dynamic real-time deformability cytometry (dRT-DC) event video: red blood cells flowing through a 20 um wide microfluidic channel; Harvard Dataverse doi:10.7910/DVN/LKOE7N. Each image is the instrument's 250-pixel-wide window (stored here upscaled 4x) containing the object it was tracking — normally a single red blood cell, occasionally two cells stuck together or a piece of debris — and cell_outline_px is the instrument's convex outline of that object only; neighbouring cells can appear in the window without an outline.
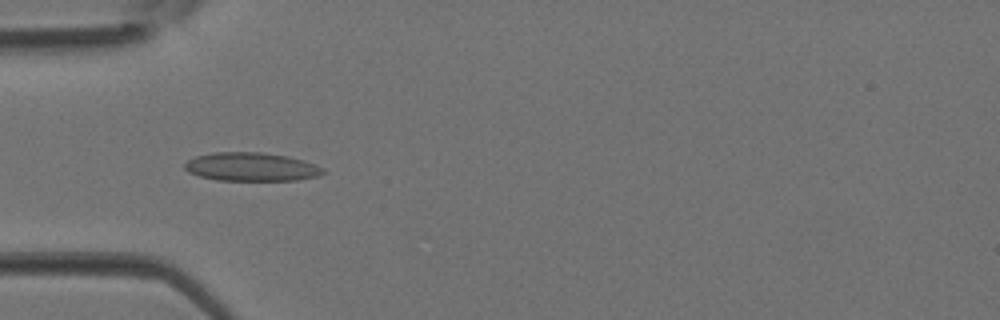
{"species": "Egyptian fruit bat (a non-hibernating species)", "species_latin": "Rousettus aegyptiacus", "temperature_condition": "room temperature", "stored_images_in_passage": 2, "camera_frame_rate_fps": 3000, "um_per_image_px": 0.085, "animal": {"sex": "female"}, "frame": {"image": 1, "passage_image": 2, "time_ms": 0.333, "image_size_px": [1000, 320], "cell_outline_px": [[324, 172], [320, 176], [296, 180], [216, 180], [200, 176], [188, 172], [184, 168], [184, 164], [188, 160], [196, 156], [212, 152], [260, 152], [288, 156], [304, 160], [324, 168]], "centroid_in_image_um": [21.36, 14.18], "position_along_channel_um": 63.6, "area_um2": 23.06}}